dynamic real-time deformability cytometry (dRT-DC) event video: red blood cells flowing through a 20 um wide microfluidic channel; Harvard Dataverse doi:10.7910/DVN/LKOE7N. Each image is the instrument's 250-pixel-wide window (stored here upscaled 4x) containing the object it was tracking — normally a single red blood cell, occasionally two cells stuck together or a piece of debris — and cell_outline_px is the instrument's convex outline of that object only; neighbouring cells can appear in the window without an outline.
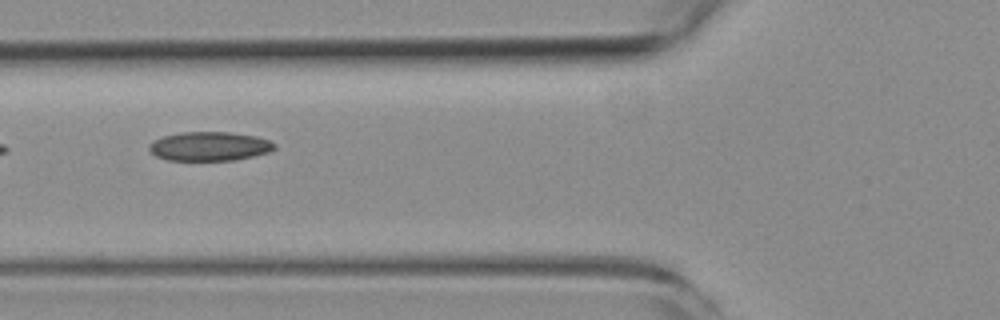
{"species": "common noctule bat (a hibernating species)", "species_latin": "Nyctalus noctula", "temperature_condition": "room temperature", "stored_images_in_passage": 10, "camera_frame_rate_fps": 3000, "um_per_image_px": 0.085, "animal": {"sex": "female", "body_mass_g": 19.3, "forearm_length_mm": 54.1}, "frame": {"image": 1, "passage_image": 6, "time_ms": 6.667, "image_size_px": [1000, 320], "cell_outline_px": [[276, 148], [268, 152], [236, 160], [168, 160], [156, 156], [148, 148], [148, 144], [164, 136], [180, 132], [228, 132], [256, 136], [268, 140], [276, 144]], "centroid_in_image_um": [17.81, 12.43], "position_along_channel_um": 108.0, "area_um2": 21.1}}
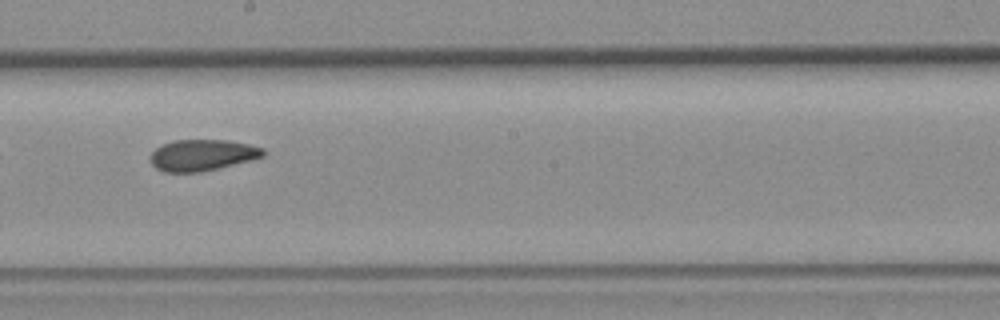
{"frame": {"image": 2, "passage_image": 9, "time_ms": 10.0, "image_size_px": [1000, 320], "cell_outline_px": [[264, 156], [252, 160], [200, 172], [164, 172], [156, 168], [152, 164], [148, 156], [156, 148], [172, 140], [228, 140], [248, 144], [264, 148]], "centroid_in_image_um": [17.17, 13.18], "position_along_channel_um": 231.0, "area_um2": 20.58}}
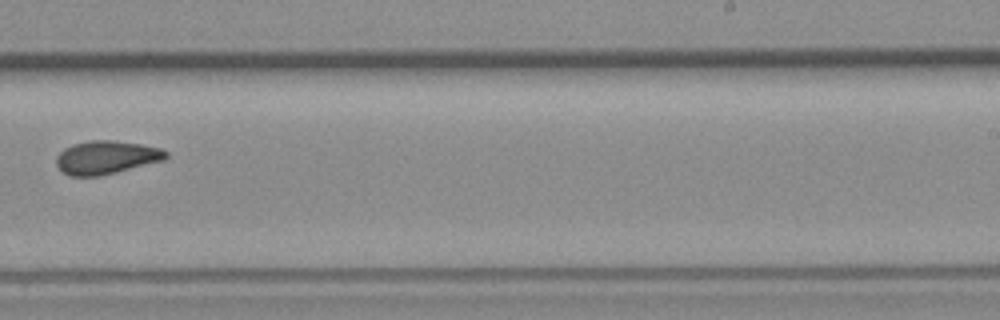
{"frame": {"image": 3, "passage_image": 10, "time_ms": 11.333, "image_size_px": [1000, 320], "cell_outline_px": [[168, 156], [164, 160], [100, 176], [68, 176], [56, 164], [56, 156], [64, 148], [72, 144], [88, 140], [112, 140], [140, 144], [160, 148], [168, 152]], "centroid_in_image_um": [9.01, 13.37], "position_along_channel_um": 280.0, "area_um2": 21.27}}